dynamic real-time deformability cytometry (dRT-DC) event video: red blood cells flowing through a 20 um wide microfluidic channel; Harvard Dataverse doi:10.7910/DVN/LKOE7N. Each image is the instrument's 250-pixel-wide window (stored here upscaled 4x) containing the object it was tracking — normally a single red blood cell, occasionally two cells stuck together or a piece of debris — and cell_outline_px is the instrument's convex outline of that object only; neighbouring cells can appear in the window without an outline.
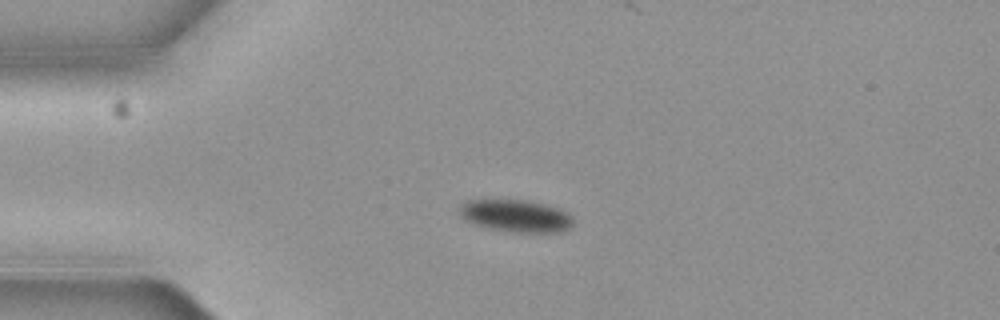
{"species": "common noctule bat (a hibernating species)", "species_latin": "Nyctalus noctula", "temperature_condition": "cold", "stored_images_in_passage": 5, "camera_frame_rate_fps": 3000, "um_per_image_px": 0.085, "animal": {"sex": "female", "body_mass_g": 19.3, "forearm_length_mm": 54.1}, "frame": {"image": 1, "passage_image": 3, "time_ms": 0.667, "image_size_px": [1000, 320], "cell_outline_px": [[572, 228], [564, 232], [504, 232], [472, 224], [464, 220], [460, 216], [460, 208], [468, 200], [524, 200], [544, 204], [568, 212], [572, 216]], "centroid_in_image_um": [43.86, 18.37], "position_along_channel_um": 41.1, "area_um2": 21.56}}
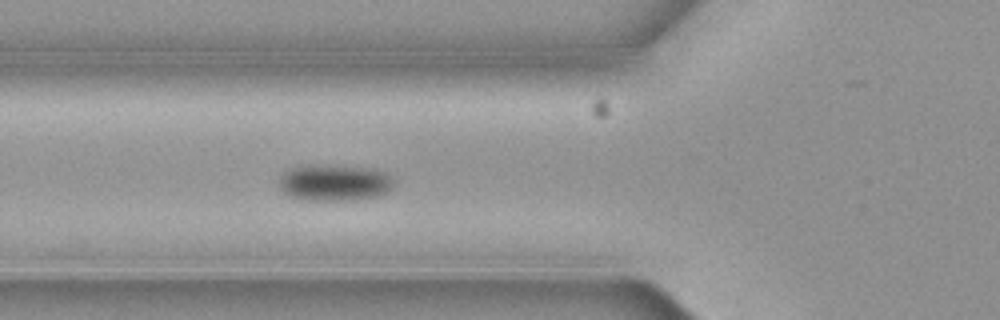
{"frame": {"image": 2, "passage_image": 5, "time_ms": 1.333, "image_size_px": [1000, 320], "cell_outline_px": [[396, 184], [388, 192], [376, 196], [352, 200], [304, 200], [288, 196], [280, 188], [280, 180], [284, 172], [292, 168], [312, 164], [372, 168], [384, 172], [396, 180]], "centroid_in_image_um": [28.47, 15.53], "position_along_channel_um": 97.3, "area_um2": 24.51}}